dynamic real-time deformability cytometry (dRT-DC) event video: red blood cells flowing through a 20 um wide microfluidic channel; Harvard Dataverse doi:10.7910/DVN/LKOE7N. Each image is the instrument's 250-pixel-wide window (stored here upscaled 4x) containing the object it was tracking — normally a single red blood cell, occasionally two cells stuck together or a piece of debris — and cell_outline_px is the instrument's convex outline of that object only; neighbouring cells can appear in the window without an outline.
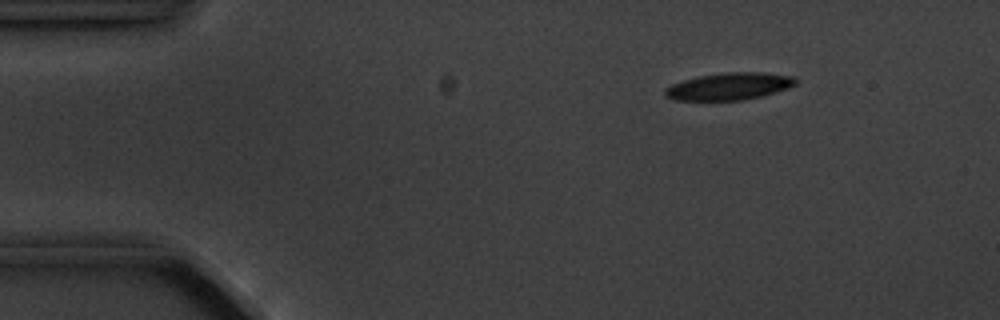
{"species": "common noctule bat (a hibernating species)", "species_latin": "Nyctalus noctula", "temperature_condition": "cold", "stored_images_in_passage": 5, "camera_frame_rate_fps": 3000, "um_per_image_px": 0.085, "animal": {"sex": "male", "body_mass_g": 20.1, "forearm_length_mm": 53.5}, "frame": {"image": 1, "passage_image": 2, "time_ms": 1.0, "image_size_px": [1000, 320], "cell_outline_px": [[796, 84], [788, 88], [764, 96], [744, 100], [672, 100], [664, 96], [664, 88], [672, 84], [684, 80], [700, 76], [724, 72], [764, 72], [796, 76]], "centroid_in_image_um": [62.0, 7.34], "position_along_channel_um": 23.0, "area_um2": 20.92}}